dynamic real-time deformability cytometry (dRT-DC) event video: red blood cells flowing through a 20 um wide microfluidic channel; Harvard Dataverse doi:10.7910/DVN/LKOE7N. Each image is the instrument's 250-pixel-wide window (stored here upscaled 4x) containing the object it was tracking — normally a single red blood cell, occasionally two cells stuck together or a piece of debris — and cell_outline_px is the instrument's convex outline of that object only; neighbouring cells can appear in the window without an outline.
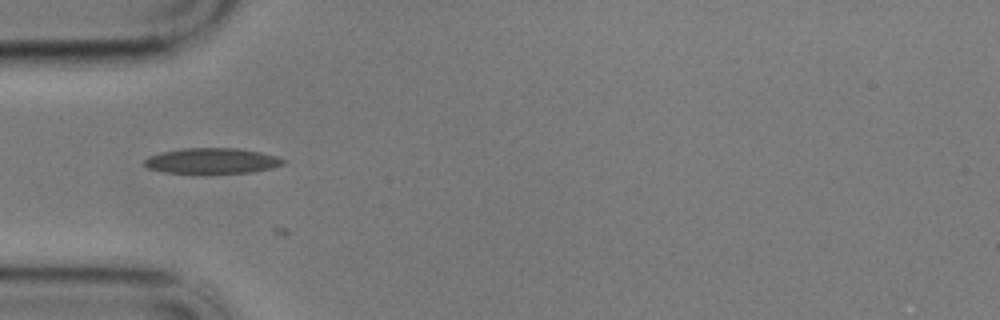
{"species": "common noctule bat (a hibernating species)", "species_latin": "Nyctalus noctula", "temperature_condition": "cold", "stored_images_in_passage": 16, "camera_frame_rate_fps": 3000, "um_per_image_px": 0.085, "animal": {"sex": "male", "body_mass_g": 17.9}, "frame": {"image": 1, "passage_image": 5, "time_ms": 1.333, "image_size_px": [1000, 320], "cell_outline_px": [[284, 164], [272, 168], [252, 172], [164, 172], [148, 168], [144, 164], [144, 160], [148, 156], [160, 152], [184, 148], [240, 148], [260, 152], [276, 156], [284, 160]], "centroid_in_image_um": [18.01, 13.65], "position_along_channel_um": 67.0, "area_um2": 20.35}}
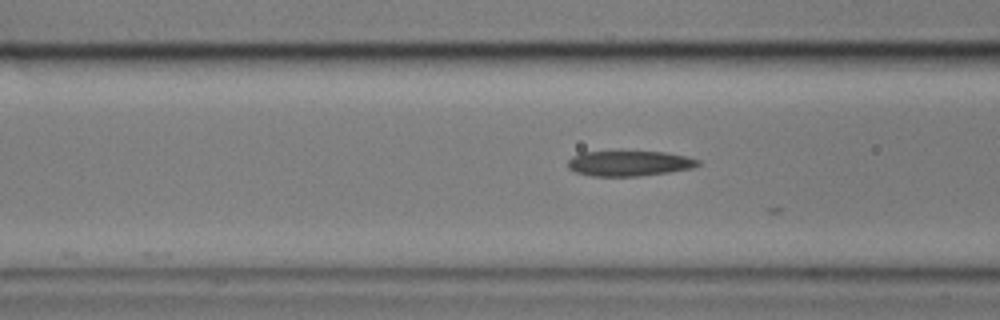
{"frame": {"image": 2, "passage_image": 9, "time_ms": 2.667, "image_size_px": [1000, 320], "cell_outline_px": [[700, 164], [692, 168], [668, 172], [636, 176], [592, 176], [576, 172], [568, 168], [568, 160], [572, 156], [580, 152], [664, 152], [684, 156], [700, 160]], "centroid_in_image_um": [53.45, 13.89], "position_along_channel_um": 113.1, "area_um2": 18.96}}
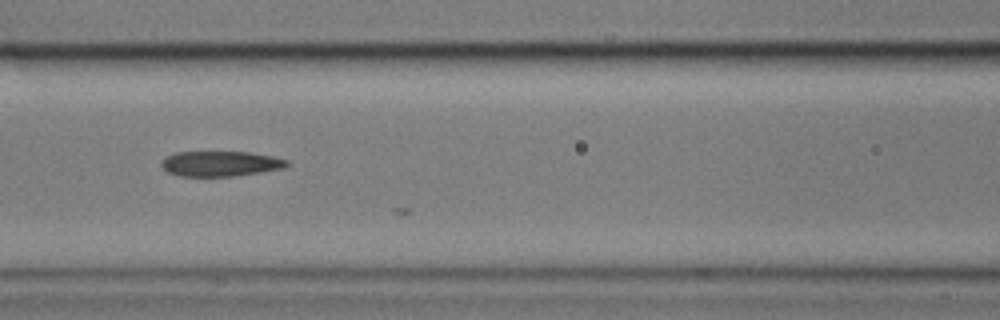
{"frame": {"image": 3, "passage_image": 12, "time_ms": 3.667, "image_size_px": [1000, 320], "cell_outline_px": [[292, 164], [284, 168], [260, 172], [232, 176], [180, 176], [168, 172], [160, 164], [168, 156], [176, 152], [252, 152], [272, 156], [288, 160]], "centroid_in_image_um": [18.8, 13.91], "position_along_channel_um": 147.8, "area_um2": 18.38}}